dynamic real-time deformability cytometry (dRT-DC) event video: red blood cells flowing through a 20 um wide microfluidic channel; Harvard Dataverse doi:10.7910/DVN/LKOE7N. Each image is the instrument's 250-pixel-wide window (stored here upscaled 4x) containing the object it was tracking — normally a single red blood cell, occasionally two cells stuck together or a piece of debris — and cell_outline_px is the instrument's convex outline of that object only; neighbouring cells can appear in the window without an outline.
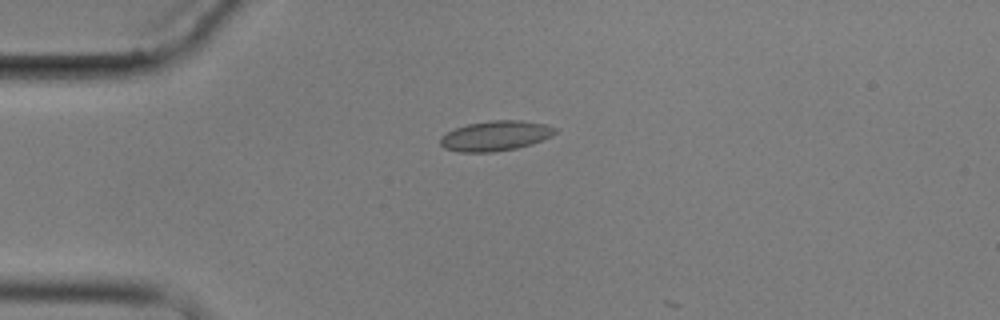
{"species": "common noctule bat (a hibernating species)", "species_latin": "Nyctalus noctula", "temperature_condition": "cold", "stored_images_in_passage": 5, "camera_frame_rate_fps": 3000, "um_per_image_px": 0.085, "animal": {"sex": "male", "body_mass_g": 17.9}, "frame": {"image": 1, "passage_image": 4, "time_ms": 3.667, "image_size_px": [1000, 320], "cell_outline_px": [[556, 132], [552, 136], [532, 144], [516, 148], [492, 152], [460, 152], [444, 148], [440, 144], [440, 136], [456, 128], [468, 124], [488, 120], [520, 120], [544, 124], [556, 128]], "centroid_in_image_um": [42.11, 11.54], "position_along_channel_um": 42.9, "area_um2": 20.06}}